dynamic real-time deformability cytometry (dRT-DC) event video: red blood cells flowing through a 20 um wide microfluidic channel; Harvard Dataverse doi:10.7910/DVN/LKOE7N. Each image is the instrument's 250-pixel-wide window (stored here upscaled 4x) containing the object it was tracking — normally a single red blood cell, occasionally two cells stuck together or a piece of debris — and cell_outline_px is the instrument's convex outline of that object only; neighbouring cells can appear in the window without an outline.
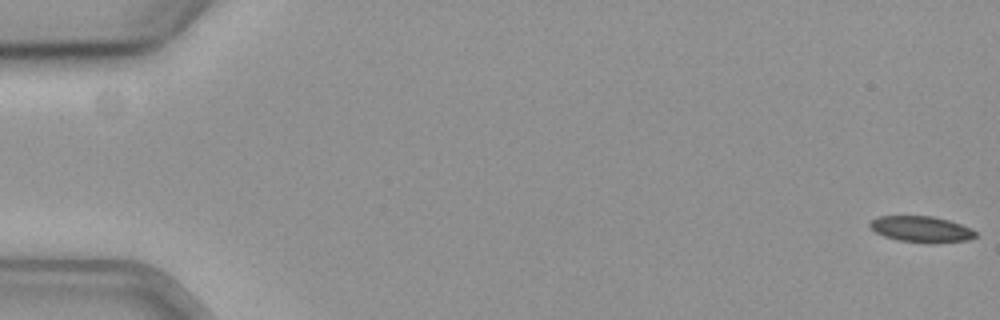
{"species": "common noctule bat (a hibernating species)", "species_latin": "Nyctalus noctula", "temperature_condition": "cold", "stored_images_in_passage": 44, "camera_frame_rate_fps": 3000, "um_per_image_px": 0.085, "animal": {"sex": "female", "body_mass_g": 19.3, "forearm_length_mm": 54.1}, "frame": {"image": 1, "passage_image": 1, "time_ms": 0.0, "image_size_px": [1000, 320], "cell_outline_px": [[976, 236], [968, 240], [900, 240], [884, 236], [876, 232], [868, 224], [872, 220], [880, 216], [932, 216], [948, 220], [960, 224], [976, 232]], "centroid_in_image_um": [78.25, 19.42], "position_along_channel_um": 6.7, "area_um2": 14.91}}
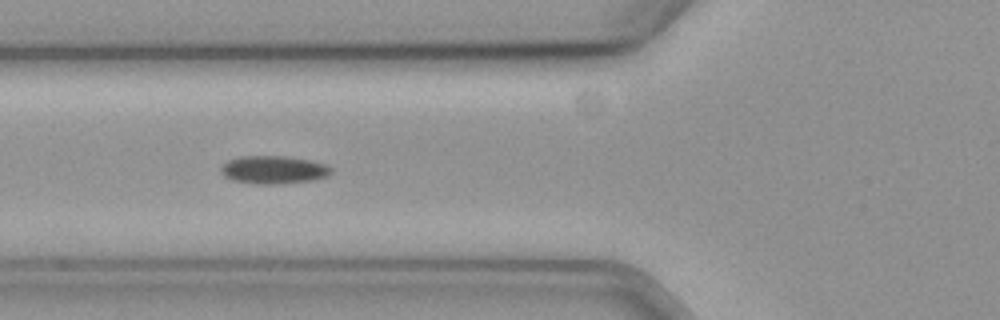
{"frame": {"image": 2, "passage_image": 23, "time_ms": 7.333, "image_size_px": [1000, 320], "cell_outline_px": [[332, 172], [328, 176], [312, 180], [284, 184], [256, 184], [232, 180], [224, 176], [220, 172], [220, 168], [228, 160], [240, 156], [284, 156], [308, 160], [324, 164], [332, 168]], "centroid_in_image_um": [23.24, 14.44], "position_along_channel_um": 102.6, "area_um2": 18.03}}
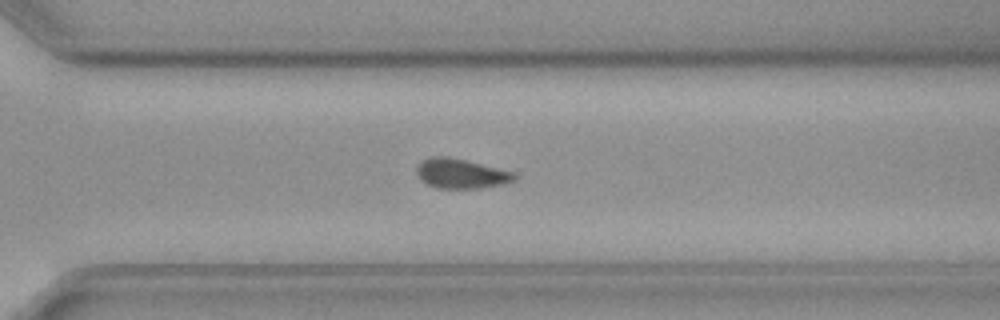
{"frame": {"image": 3, "passage_image": 42, "time_ms": 13.667, "image_size_px": [1000, 320], "cell_outline_px": [[516, 180], [500, 184], [480, 188], [436, 188], [420, 180], [416, 172], [416, 168], [424, 160], [432, 156], [448, 156], [512, 172], [516, 176]], "centroid_in_image_um": [39.14, 14.76], "position_along_channel_um": 331.5, "area_um2": 16.53}}